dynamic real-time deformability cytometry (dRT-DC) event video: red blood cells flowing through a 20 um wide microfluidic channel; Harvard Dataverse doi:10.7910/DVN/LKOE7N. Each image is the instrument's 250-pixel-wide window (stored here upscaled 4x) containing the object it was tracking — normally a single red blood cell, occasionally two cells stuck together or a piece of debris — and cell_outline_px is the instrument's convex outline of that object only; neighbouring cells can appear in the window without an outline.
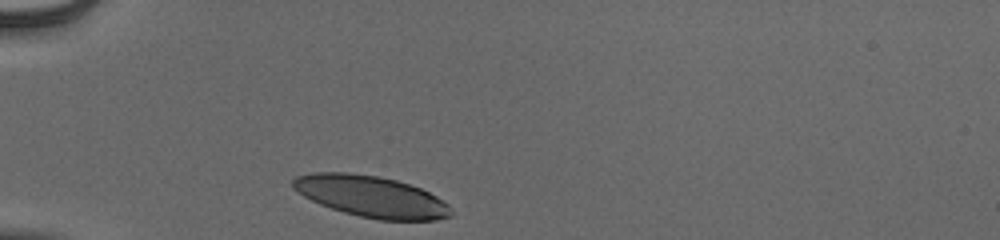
{"species": "human", "species_latin": "Homo sapiens", "temperature_condition": "cold", "stored_images_in_passage": 30, "camera_frame_rate_fps": 3000, "um_per_image_px": 0.085, "donor": {"sex": "male"}, "frame": {"image": 1, "passage_image": 1, "time_ms": 0.0, "image_size_px": [1000, 240], "cell_outline_px": [[452, 216], [436, 220], [380, 220], [360, 216], [344, 212], [320, 204], [304, 196], [292, 188], [292, 180], [296, 176], [312, 172], [348, 172], [380, 176], [396, 180], [420, 188], [436, 196], [448, 204], [452, 208]], "centroid_in_image_um": [31.55, 16.69], "position_along_channel_um": 53.4, "area_um2": 38.09}}
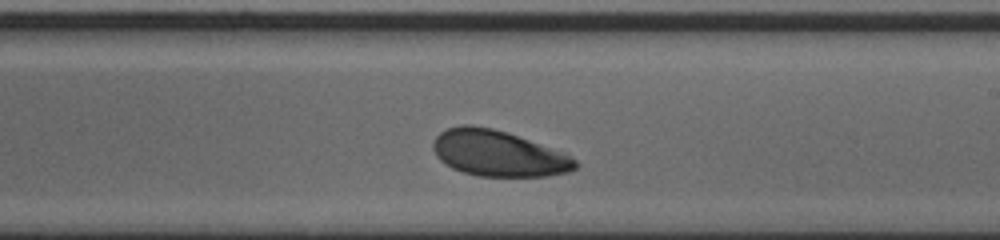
{"frame": {"image": 2, "passage_image": 18, "time_ms": 5.667, "image_size_px": [1000, 240], "cell_outline_px": [[580, 164], [576, 168], [568, 172], [548, 176], [476, 176], [452, 168], [444, 164], [436, 156], [432, 148], [432, 140], [440, 132], [448, 128], [460, 124], [472, 124], [492, 128], [508, 132], [572, 156]], "centroid_in_image_um": [42.31, 13.03], "position_along_channel_um": 246.7, "area_um2": 38.26}}
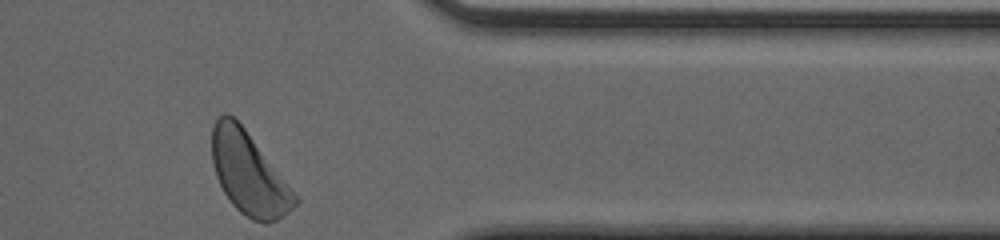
{"frame": {"image": 3, "passage_image": 30, "time_ms": 9.667, "image_size_px": [1000, 240], "cell_outline_px": [[300, 200], [288, 212], [276, 220], [264, 224], [252, 220], [240, 212], [232, 204], [224, 192], [216, 176], [212, 160], [212, 128], [216, 120], [224, 112], [228, 112], [244, 128]], "centroid_in_image_um": [21.12, 14.76], "position_along_channel_um": 390.3, "area_um2": 39.02}, "authors_computed_cell_mechanics": {"area_um2": 38.6682, "velocity_mm_per_s": 3.8194, "shape_relaxation_time_tau1_ms": 2.2389, "shape_relaxation_time_tau2_ms": null, "deformation_change_tau1": 0.1012, "deformation_change_tau2": null}}